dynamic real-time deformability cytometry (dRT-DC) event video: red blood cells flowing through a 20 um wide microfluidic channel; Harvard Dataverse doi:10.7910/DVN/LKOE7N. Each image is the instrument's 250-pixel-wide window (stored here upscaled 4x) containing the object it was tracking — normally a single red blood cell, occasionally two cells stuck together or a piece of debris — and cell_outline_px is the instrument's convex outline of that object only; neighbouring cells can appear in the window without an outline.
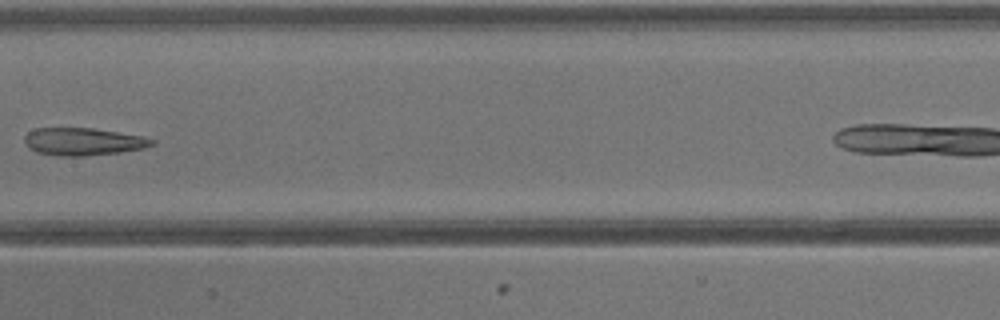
{"species": "common noctule bat (a hibernating species)", "species_latin": "Nyctalus noctula", "temperature_condition": "warm", "stored_images_in_passage": 6, "camera_frame_rate_fps": 3000, "um_per_image_px": 0.085, "animal": {"sex": "male", "body_mass_g": 13.3}, "frame": {"image": 1, "passage_image": 5, "time_ms": 4.667, "image_size_px": [1000, 320], "cell_outline_px": [[156, 144], [144, 148], [120, 152], [84, 156], [56, 156], [36, 152], [28, 148], [24, 140], [24, 136], [28, 132], [36, 128], [92, 128], [144, 136], [156, 140]], "centroid_in_image_um": [7.07, 12.04], "position_along_channel_um": 200.3, "area_um2": 20.63}}